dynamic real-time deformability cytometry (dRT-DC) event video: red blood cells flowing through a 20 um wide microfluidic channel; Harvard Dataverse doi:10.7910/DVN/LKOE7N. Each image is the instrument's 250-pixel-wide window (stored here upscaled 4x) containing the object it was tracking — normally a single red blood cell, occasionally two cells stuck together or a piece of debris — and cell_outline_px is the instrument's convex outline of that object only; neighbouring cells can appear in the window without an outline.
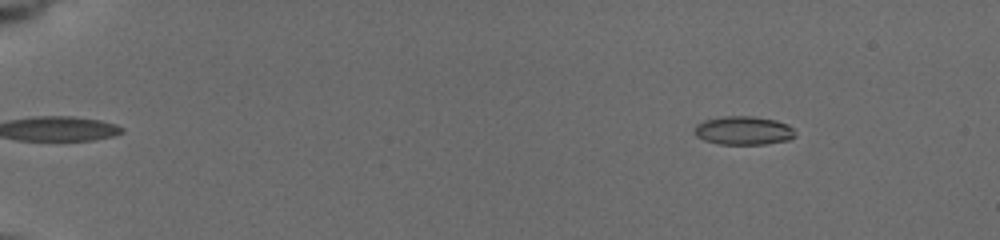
{"species": "common noctule bat (a hibernating species)", "species_latin": "Nyctalus noctula", "temperature_condition": "cold", "stored_images_in_passage": 58, "camera_frame_rate_fps": 3000, "um_per_image_px": 0.085, "animal": {"sex": "female", "body_mass_g": 19.5, "forearm_length_mm": 54.1}, "frame": {"image": 1, "passage_image": 9, "time_ms": 2.667, "image_size_px": [1000, 240], "cell_outline_px": [[796, 136], [788, 140], [764, 144], [720, 144], [704, 140], [696, 136], [696, 124], [704, 120], [724, 116], [752, 116], [776, 120], [788, 124], [792, 128]], "centroid_in_image_um": [63.21, 11.09], "position_along_channel_um": 21.8, "area_um2": 16.7}}
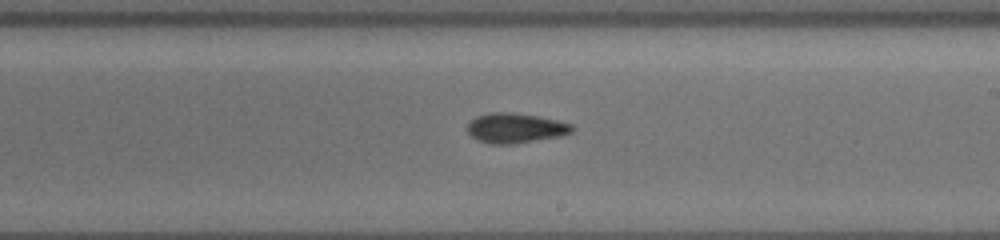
{"frame": {"image": 2, "passage_image": 37, "time_ms": 12.0, "image_size_px": [1000, 240], "cell_outline_px": [[572, 132], [564, 136], [512, 144], [488, 144], [476, 140], [468, 132], [468, 124], [476, 116], [488, 112], [512, 112], [536, 116], [556, 120], [572, 124]], "centroid_in_image_um": [43.8, 10.89], "position_along_channel_um": 245.2, "area_um2": 18.32}}
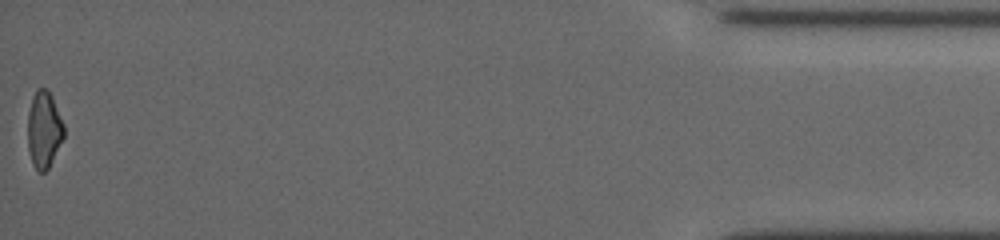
{"frame": {"image": 3, "passage_image": 58, "time_ms": 19.0, "image_size_px": [1000, 240], "cell_outline_px": [[64, 136], [48, 168], [44, 172], [36, 172], [32, 164], [28, 148], [28, 112], [32, 96], [36, 88], [44, 88], [52, 96], [64, 124]], "centroid_in_image_um": [3.72, 11.02], "position_along_channel_um": 431.5, "area_um2": 16.18}, "authors_computed_cell_mechanics": {"area_um2": 17.2533, "velocity_mm_per_s": 3.7843, "shape_relaxation_time_tau1_ms": 3.5508, "shape_relaxation_time_tau2_ms": 5.2687, "deformation_change_tau1": 0.1346, "deformation_change_tau2": 0.1146}}